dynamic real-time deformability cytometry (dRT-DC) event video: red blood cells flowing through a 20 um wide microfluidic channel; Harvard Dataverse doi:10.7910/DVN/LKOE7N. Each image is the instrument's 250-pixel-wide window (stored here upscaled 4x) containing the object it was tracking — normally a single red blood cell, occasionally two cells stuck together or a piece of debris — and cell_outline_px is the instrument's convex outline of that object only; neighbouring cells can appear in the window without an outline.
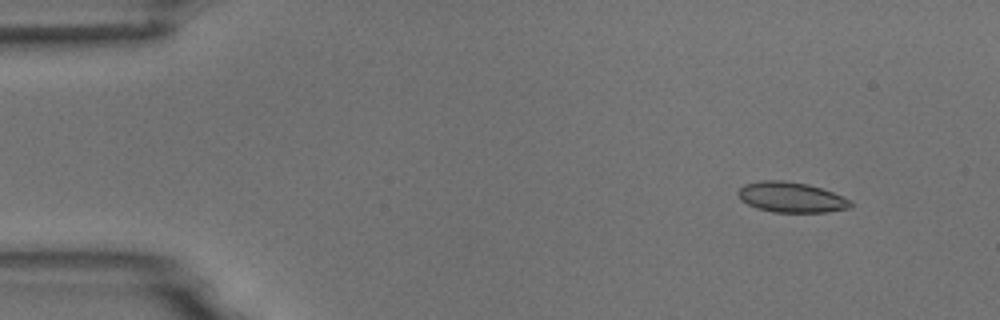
{"species": "common noctule bat (a hibernating species)", "species_latin": "Nyctalus noctula", "temperature_condition": "room temperature", "stored_images_in_passage": 3, "camera_frame_rate_fps": 3000, "um_per_image_px": 0.085, "animal": {"sex": "male", "body_mass_g": 18.8}, "frame": {"image": 1, "passage_image": 1, "time_ms": 0.0, "image_size_px": [1000, 320], "cell_outline_px": [[852, 208], [828, 212], [772, 212], [756, 208], [740, 200], [736, 192], [744, 184], [760, 180], [784, 180], [808, 184], [832, 192], [852, 200]], "centroid_in_image_um": [67.24, 16.77], "position_along_channel_um": 17.8, "area_um2": 20.11}}
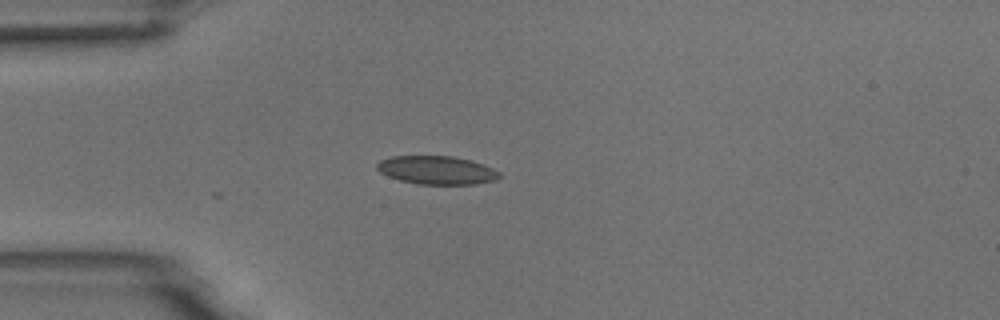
{"frame": {"image": 2, "passage_image": 3, "time_ms": 3.0, "image_size_px": [1000, 320], "cell_outline_px": [[500, 176], [496, 180], [476, 184], [416, 184], [400, 180], [388, 176], [380, 172], [376, 168], [376, 164], [380, 160], [392, 156], [452, 156], [472, 160], [484, 164], [500, 172]], "centroid_in_image_um": [37.13, 14.46], "position_along_channel_um": 47.9, "area_um2": 20.35}}